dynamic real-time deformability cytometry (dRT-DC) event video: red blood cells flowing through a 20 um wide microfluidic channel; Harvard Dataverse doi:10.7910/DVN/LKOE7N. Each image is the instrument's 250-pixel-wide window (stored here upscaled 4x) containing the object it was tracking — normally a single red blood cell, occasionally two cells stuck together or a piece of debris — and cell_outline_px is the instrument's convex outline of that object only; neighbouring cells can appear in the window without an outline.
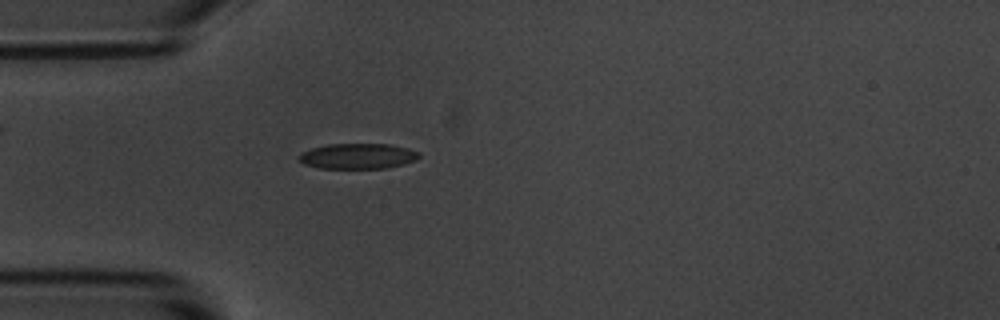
{"species": "common noctule bat (a hibernating species)", "species_latin": "Nyctalus noctula", "temperature_condition": "room temperature", "stored_images_in_passage": 4, "camera_frame_rate_fps": 3000, "um_per_image_px": 0.085, "animal": {"sex": "male", "body_mass_g": 20.1, "forearm_length_mm": 53.5}, "frame": {"image": 1, "passage_image": 4, "time_ms": 4.333, "image_size_px": [1000, 320], "cell_outline_px": [[420, 156], [416, 160], [404, 164], [384, 168], [320, 168], [304, 164], [296, 156], [300, 152], [312, 148], [328, 144], [388, 144], [408, 148], [420, 152]], "centroid_in_image_um": [30.4, 13.27], "position_along_channel_um": 54.6, "area_um2": 17.86}}